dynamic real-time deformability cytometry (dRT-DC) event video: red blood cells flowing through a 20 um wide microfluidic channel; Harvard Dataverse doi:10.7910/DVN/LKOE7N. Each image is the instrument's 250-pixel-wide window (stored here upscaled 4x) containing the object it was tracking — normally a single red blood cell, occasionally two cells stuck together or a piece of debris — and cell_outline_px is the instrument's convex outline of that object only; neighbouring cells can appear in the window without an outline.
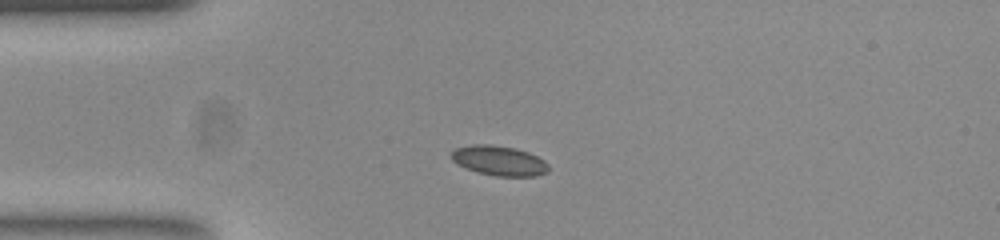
{"species": "common noctule bat (a hibernating species)", "species_latin": "Nyctalus noctula", "temperature_condition": "room temperature", "stored_images_in_passage": 34, "camera_frame_rate_fps": 3000, "um_per_image_px": 0.085, "animal": {"sex": "female", "body_mass_g": 23.0, "forearm_length_mm": 53.4}, "frame": {"image": 1, "passage_image": 1, "time_ms": 0.0, "image_size_px": [1000, 240], "cell_outline_px": [[548, 168], [544, 172], [532, 176], [496, 176], [480, 172], [468, 168], [452, 160], [452, 152], [456, 148], [472, 144], [492, 144], [516, 148], [528, 152], [544, 160], [548, 164]], "centroid_in_image_um": [42.43, 13.63], "position_along_channel_um": 42.6, "area_um2": 16.53}}
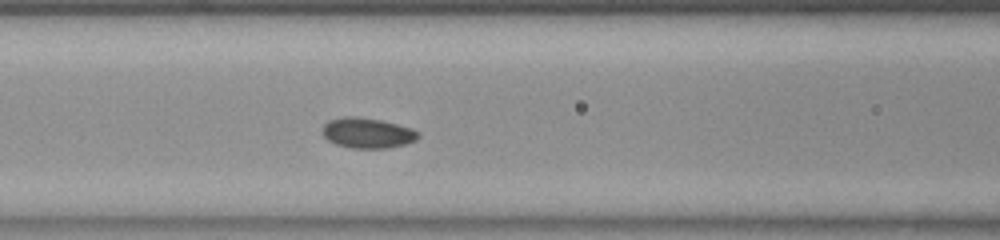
{"frame": {"image": 2, "passage_image": 10, "time_ms": 3.0, "image_size_px": [1000, 240], "cell_outline_px": [[420, 136], [416, 140], [404, 144], [388, 148], [352, 148], [336, 144], [328, 140], [324, 136], [324, 124], [328, 120], [344, 116], [356, 116], [380, 120], [396, 124], [420, 132]], "centroid_in_image_um": [31.23, 11.3], "position_along_channel_um": 135.4, "area_um2": 16.76}}
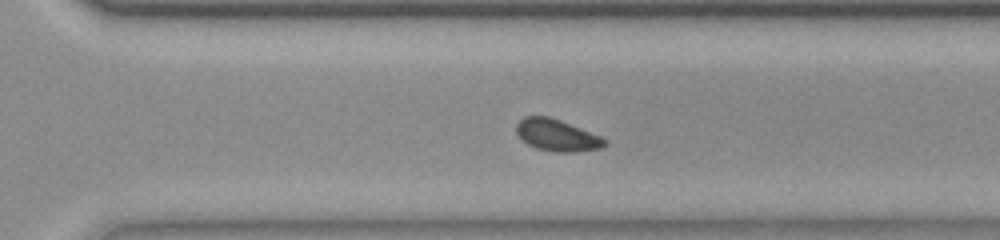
{"frame": {"image": 3, "passage_image": 25, "time_ms": 8.0, "image_size_px": [1000, 240], "cell_outline_px": [[604, 144], [600, 148], [572, 152], [560, 152], [536, 148], [528, 144], [516, 132], [516, 124], [524, 116], [548, 116], [560, 120], [600, 136], [604, 140]], "centroid_in_image_um": [47.29, 11.48], "position_along_channel_um": 323.3, "area_um2": 15.9}, "authors_computed_cell_mechanics": {"area_um2": 16.3574, "velocity_mm_per_s": 3.7636, "shape_relaxation_time_tau1_ms": 1.7855, "shape_relaxation_time_tau2_ms": 2.1461, "deformation_change_tau1": 0.0529, "deformation_change_tau2": 0.0559}}